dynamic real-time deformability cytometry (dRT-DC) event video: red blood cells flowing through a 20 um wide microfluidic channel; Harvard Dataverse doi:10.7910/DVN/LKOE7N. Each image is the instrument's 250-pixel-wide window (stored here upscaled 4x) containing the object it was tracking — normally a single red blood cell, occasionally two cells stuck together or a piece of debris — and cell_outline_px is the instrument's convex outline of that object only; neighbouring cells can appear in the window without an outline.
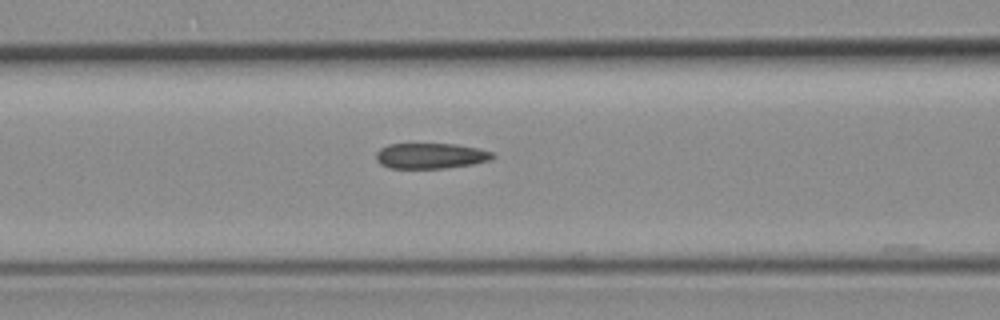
{"species": "common noctule bat (a hibernating species)", "species_latin": "Nyctalus noctula", "temperature_condition": "room temperature", "stored_images_in_passage": 39, "camera_frame_rate_fps": 3000, "um_per_image_px": 0.085, "animal": {"sex": "female", "body_mass_g": 19.3, "forearm_length_mm": 54.1}, "frame": {"image": 1, "passage_image": 14, "time_ms": 4.333, "image_size_px": [1000, 320], "cell_outline_px": [[496, 156], [492, 160], [472, 164], [444, 168], [388, 168], [380, 164], [376, 160], [376, 152], [380, 148], [388, 144], [456, 144], [476, 148], [492, 152]], "centroid_in_image_um": [36.59, 13.25], "position_along_channel_um": 130.0, "area_um2": 17.4}}
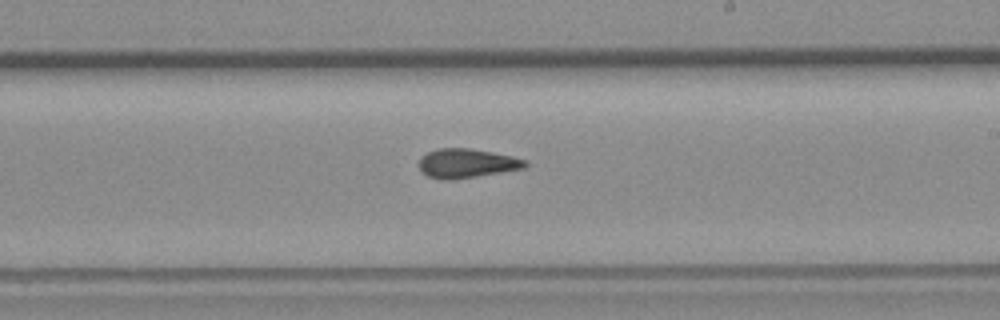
{"frame": {"image": 2, "passage_image": 23, "time_ms": 7.333, "image_size_px": [1000, 320], "cell_outline_px": [[528, 164], [524, 168], [452, 180], [440, 180], [428, 176], [420, 172], [420, 156], [428, 152], [440, 148], [468, 148], [492, 152], [512, 156], [524, 160]], "centroid_in_image_um": [39.62, 13.88], "position_along_channel_um": 249.4, "area_um2": 17.92}}
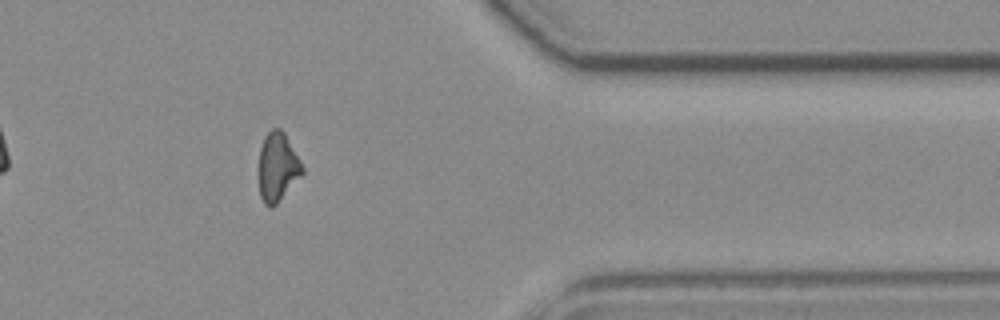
{"frame": {"image": 3, "passage_image": 35, "time_ms": 11.333, "image_size_px": [1000, 320], "cell_outline_px": [[304, 172], [276, 204], [268, 208], [264, 204], [260, 196], [256, 172], [256, 168], [260, 148], [264, 136], [272, 128], [280, 128], [284, 132], [300, 160], [304, 168]], "centroid_in_image_um": [23.53, 14.2], "position_along_channel_um": 387.9, "area_um2": 17.92}}